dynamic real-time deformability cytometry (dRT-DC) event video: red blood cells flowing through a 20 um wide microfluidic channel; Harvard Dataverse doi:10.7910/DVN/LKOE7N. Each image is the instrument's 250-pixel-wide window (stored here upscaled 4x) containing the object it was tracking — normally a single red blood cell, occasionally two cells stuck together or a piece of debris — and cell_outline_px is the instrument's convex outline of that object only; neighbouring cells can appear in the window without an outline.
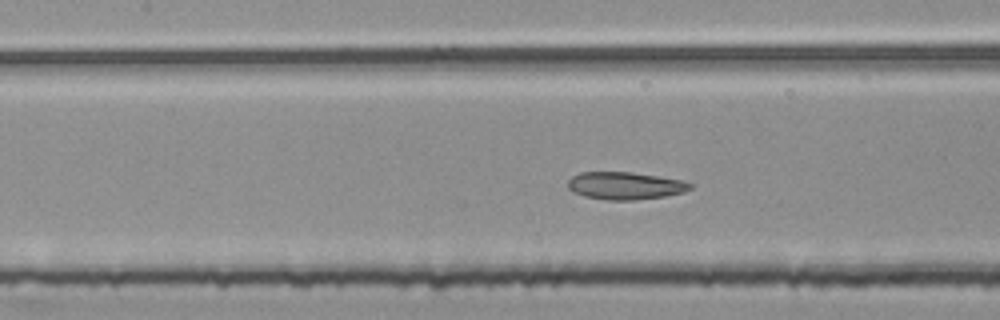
{"species": "common noctule bat (a hibernating species)", "species_latin": "Nyctalus noctula", "temperature_condition": "room temperature", "stored_images_in_passage": 50, "segment_of_instrument_passage": [2, 2], "camera_frame_rate_fps": 3000, "um_per_image_px": 0.085, "animal": {"sex": "female", "body_mass_g": 25.1}, "frame": {"image": 1, "passage_image": 23, "time_ms": 7.333, "image_size_px": [1000, 320], "cell_outline_px": [[696, 184], [692, 188], [684, 192], [664, 196], [636, 200], [608, 200], [584, 196], [572, 192], [568, 188], [568, 180], [572, 176], [580, 172], [632, 172], [660, 176], [684, 180]], "centroid_in_image_um": [53.17, 15.78], "position_along_channel_um": 154.2, "area_um2": 19.88}}
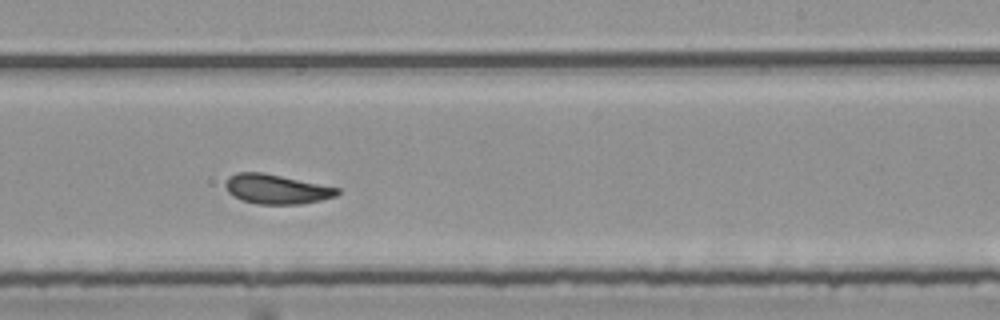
{"frame": {"image": 2, "passage_image": 32, "time_ms": 10.333, "image_size_px": [1000, 320], "cell_outline_px": [[340, 192], [336, 196], [320, 200], [300, 204], [256, 204], [240, 200], [232, 196], [228, 192], [224, 184], [228, 176], [236, 172], [260, 172], [340, 188]], "centroid_in_image_um": [23.45, 16.08], "position_along_channel_um": 265.6, "area_um2": 19.25}}
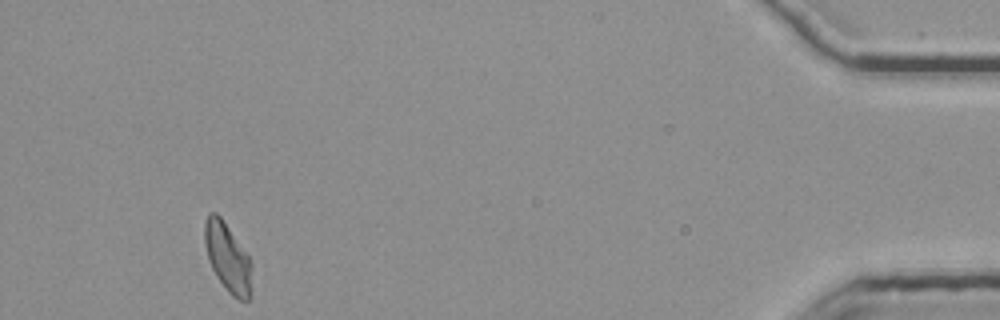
{"frame": {"image": 3, "passage_image": 50, "time_ms": 16.333, "image_size_px": [1000, 320], "cell_outline_px": [[252, 296], [248, 300], [240, 300], [232, 296], [228, 292], [216, 276], [208, 260], [204, 240], [204, 224], [208, 212], [216, 212], [220, 216], [248, 256], [252, 264]], "centroid_in_image_um": [19.36, 21.93], "position_along_channel_um": 415.8, "area_um2": 19.02}}